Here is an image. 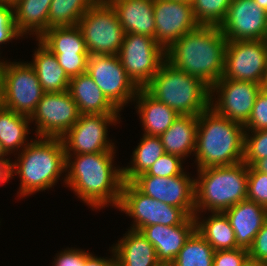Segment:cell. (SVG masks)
<instances>
[{"instance_id": "5b68a950", "label": "cell", "mask_w": 267, "mask_h": 266, "mask_svg": "<svg viewBox=\"0 0 267 266\" xmlns=\"http://www.w3.org/2000/svg\"><path fill=\"white\" fill-rule=\"evenodd\" d=\"M144 89L179 115L199 116L210 107V87L166 60Z\"/></svg>"}, {"instance_id": "e0dca14e", "label": "cell", "mask_w": 267, "mask_h": 266, "mask_svg": "<svg viewBox=\"0 0 267 266\" xmlns=\"http://www.w3.org/2000/svg\"><path fill=\"white\" fill-rule=\"evenodd\" d=\"M155 41L165 50L186 33L196 29L190 2L184 0H153Z\"/></svg>"}, {"instance_id": "836d02e7", "label": "cell", "mask_w": 267, "mask_h": 266, "mask_svg": "<svg viewBox=\"0 0 267 266\" xmlns=\"http://www.w3.org/2000/svg\"><path fill=\"white\" fill-rule=\"evenodd\" d=\"M232 0H192L190 3L200 25L219 26L224 20Z\"/></svg>"}, {"instance_id": "2e32d148", "label": "cell", "mask_w": 267, "mask_h": 266, "mask_svg": "<svg viewBox=\"0 0 267 266\" xmlns=\"http://www.w3.org/2000/svg\"><path fill=\"white\" fill-rule=\"evenodd\" d=\"M187 172L172 177L139 174L131 182L145 195L195 215V179ZM188 175V176H187Z\"/></svg>"}, {"instance_id": "f907efd6", "label": "cell", "mask_w": 267, "mask_h": 266, "mask_svg": "<svg viewBox=\"0 0 267 266\" xmlns=\"http://www.w3.org/2000/svg\"><path fill=\"white\" fill-rule=\"evenodd\" d=\"M17 0H0V3H7L13 5Z\"/></svg>"}, {"instance_id": "8d00e7d4", "label": "cell", "mask_w": 267, "mask_h": 266, "mask_svg": "<svg viewBox=\"0 0 267 266\" xmlns=\"http://www.w3.org/2000/svg\"><path fill=\"white\" fill-rule=\"evenodd\" d=\"M182 164V158L169 153H164L154 162L145 174L158 177L177 176L184 172Z\"/></svg>"}, {"instance_id": "d6a6232c", "label": "cell", "mask_w": 267, "mask_h": 266, "mask_svg": "<svg viewBox=\"0 0 267 266\" xmlns=\"http://www.w3.org/2000/svg\"><path fill=\"white\" fill-rule=\"evenodd\" d=\"M95 0H52L49 8V28L76 26Z\"/></svg>"}, {"instance_id": "db71d44e", "label": "cell", "mask_w": 267, "mask_h": 266, "mask_svg": "<svg viewBox=\"0 0 267 266\" xmlns=\"http://www.w3.org/2000/svg\"><path fill=\"white\" fill-rule=\"evenodd\" d=\"M110 0H95V2H109Z\"/></svg>"}, {"instance_id": "4dcf8cb0", "label": "cell", "mask_w": 267, "mask_h": 266, "mask_svg": "<svg viewBox=\"0 0 267 266\" xmlns=\"http://www.w3.org/2000/svg\"><path fill=\"white\" fill-rule=\"evenodd\" d=\"M140 140L132 153L131 165L122 167L123 182H131L139 174L145 173L165 153L160 136L143 134Z\"/></svg>"}, {"instance_id": "484cf974", "label": "cell", "mask_w": 267, "mask_h": 266, "mask_svg": "<svg viewBox=\"0 0 267 266\" xmlns=\"http://www.w3.org/2000/svg\"><path fill=\"white\" fill-rule=\"evenodd\" d=\"M38 48L34 52V59L29 64L37 73L38 80L44 93L64 92L69 88L70 77L59 66L58 59L38 39Z\"/></svg>"}, {"instance_id": "52a82bcc", "label": "cell", "mask_w": 267, "mask_h": 266, "mask_svg": "<svg viewBox=\"0 0 267 266\" xmlns=\"http://www.w3.org/2000/svg\"><path fill=\"white\" fill-rule=\"evenodd\" d=\"M77 26L89 55H118L125 32L109 2H95Z\"/></svg>"}, {"instance_id": "60d3db41", "label": "cell", "mask_w": 267, "mask_h": 266, "mask_svg": "<svg viewBox=\"0 0 267 266\" xmlns=\"http://www.w3.org/2000/svg\"><path fill=\"white\" fill-rule=\"evenodd\" d=\"M248 256V250L241 247L215 251L213 266H241Z\"/></svg>"}, {"instance_id": "816d5d0a", "label": "cell", "mask_w": 267, "mask_h": 266, "mask_svg": "<svg viewBox=\"0 0 267 266\" xmlns=\"http://www.w3.org/2000/svg\"><path fill=\"white\" fill-rule=\"evenodd\" d=\"M2 62L3 61L0 60V100H1V70H2Z\"/></svg>"}, {"instance_id": "b9f144b4", "label": "cell", "mask_w": 267, "mask_h": 266, "mask_svg": "<svg viewBox=\"0 0 267 266\" xmlns=\"http://www.w3.org/2000/svg\"><path fill=\"white\" fill-rule=\"evenodd\" d=\"M250 258L267 263V221L255 236L252 246L248 249Z\"/></svg>"}, {"instance_id": "44dd1931", "label": "cell", "mask_w": 267, "mask_h": 266, "mask_svg": "<svg viewBox=\"0 0 267 266\" xmlns=\"http://www.w3.org/2000/svg\"><path fill=\"white\" fill-rule=\"evenodd\" d=\"M68 92L76 102L80 115H120V111L87 73L71 77Z\"/></svg>"}, {"instance_id": "9c48e42d", "label": "cell", "mask_w": 267, "mask_h": 266, "mask_svg": "<svg viewBox=\"0 0 267 266\" xmlns=\"http://www.w3.org/2000/svg\"><path fill=\"white\" fill-rule=\"evenodd\" d=\"M117 209L134 219L130 229L137 231L155 224L180 225L189 217L181 208L145 195L132 182H123Z\"/></svg>"}, {"instance_id": "7dc6e473", "label": "cell", "mask_w": 267, "mask_h": 266, "mask_svg": "<svg viewBox=\"0 0 267 266\" xmlns=\"http://www.w3.org/2000/svg\"><path fill=\"white\" fill-rule=\"evenodd\" d=\"M241 266H267V263L252 259L248 256Z\"/></svg>"}, {"instance_id": "f6af8a7d", "label": "cell", "mask_w": 267, "mask_h": 266, "mask_svg": "<svg viewBox=\"0 0 267 266\" xmlns=\"http://www.w3.org/2000/svg\"><path fill=\"white\" fill-rule=\"evenodd\" d=\"M9 160L10 159L0 155V185L10 180Z\"/></svg>"}, {"instance_id": "7a4b0ae2", "label": "cell", "mask_w": 267, "mask_h": 266, "mask_svg": "<svg viewBox=\"0 0 267 266\" xmlns=\"http://www.w3.org/2000/svg\"><path fill=\"white\" fill-rule=\"evenodd\" d=\"M227 42L219 26L199 25L165 50L166 61L211 87L222 78Z\"/></svg>"}, {"instance_id": "f5cc1de1", "label": "cell", "mask_w": 267, "mask_h": 266, "mask_svg": "<svg viewBox=\"0 0 267 266\" xmlns=\"http://www.w3.org/2000/svg\"><path fill=\"white\" fill-rule=\"evenodd\" d=\"M263 42H264L265 46L267 47V29H266V32H265V35L263 38Z\"/></svg>"}, {"instance_id": "7402d4cb", "label": "cell", "mask_w": 267, "mask_h": 266, "mask_svg": "<svg viewBox=\"0 0 267 266\" xmlns=\"http://www.w3.org/2000/svg\"><path fill=\"white\" fill-rule=\"evenodd\" d=\"M125 34L136 33L155 39L153 0H110Z\"/></svg>"}, {"instance_id": "277c9868", "label": "cell", "mask_w": 267, "mask_h": 266, "mask_svg": "<svg viewBox=\"0 0 267 266\" xmlns=\"http://www.w3.org/2000/svg\"><path fill=\"white\" fill-rule=\"evenodd\" d=\"M245 128L208 107L198 116L196 146L197 170L230 166L243 162Z\"/></svg>"}, {"instance_id": "f1b7e54d", "label": "cell", "mask_w": 267, "mask_h": 266, "mask_svg": "<svg viewBox=\"0 0 267 266\" xmlns=\"http://www.w3.org/2000/svg\"><path fill=\"white\" fill-rule=\"evenodd\" d=\"M195 214L196 231L213 247L215 251L232 250L236 243L234 230L224 212H212L206 219ZM200 219V220H199Z\"/></svg>"}, {"instance_id": "c3c4849f", "label": "cell", "mask_w": 267, "mask_h": 266, "mask_svg": "<svg viewBox=\"0 0 267 266\" xmlns=\"http://www.w3.org/2000/svg\"><path fill=\"white\" fill-rule=\"evenodd\" d=\"M254 2L267 12V0H254Z\"/></svg>"}, {"instance_id": "603a6c76", "label": "cell", "mask_w": 267, "mask_h": 266, "mask_svg": "<svg viewBox=\"0 0 267 266\" xmlns=\"http://www.w3.org/2000/svg\"><path fill=\"white\" fill-rule=\"evenodd\" d=\"M134 101L146 135L161 136L179 116L176 111L151 96L144 88L138 90Z\"/></svg>"}, {"instance_id": "f546056e", "label": "cell", "mask_w": 267, "mask_h": 266, "mask_svg": "<svg viewBox=\"0 0 267 266\" xmlns=\"http://www.w3.org/2000/svg\"><path fill=\"white\" fill-rule=\"evenodd\" d=\"M38 40L55 55H89L77 25L51 27Z\"/></svg>"}, {"instance_id": "30bf717a", "label": "cell", "mask_w": 267, "mask_h": 266, "mask_svg": "<svg viewBox=\"0 0 267 266\" xmlns=\"http://www.w3.org/2000/svg\"><path fill=\"white\" fill-rule=\"evenodd\" d=\"M118 56L139 89L149 83L166 60L165 49L154 38L136 33L125 34Z\"/></svg>"}, {"instance_id": "74e56055", "label": "cell", "mask_w": 267, "mask_h": 266, "mask_svg": "<svg viewBox=\"0 0 267 266\" xmlns=\"http://www.w3.org/2000/svg\"><path fill=\"white\" fill-rule=\"evenodd\" d=\"M245 131H259L267 129V93L261 89L258 93L247 123Z\"/></svg>"}, {"instance_id": "ac0fdd59", "label": "cell", "mask_w": 267, "mask_h": 266, "mask_svg": "<svg viewBox=\"0 0 267 266\" xmlns=\"http://www.w3.org/2000/svg\"><path fill=\"white\" fill-rule=\"evenodd\" d=\"M219 28L228 41L263 40L267 12L254 0H232Z\"/></svg>"}, {"instance_id": "d590c367", "label": "cell", "mask_w": 267, "mask_h": 266, "mask_svg": "<svg viewBox=\"0 0 267 266\" xmlns=\"http://www.w3.org/2000/svg\"><path fill=\"white\" fill-rule=\"evenodd\" d=\"M247 199L267 209V174L248 166Z\"/></svg>"}, {"instance_id": "3957f363", "label": "cell", "mask_w": 267, "mask_h": 266, "mask_svg": "<svg viewBox=\"0 0 267 266\" xmlns=\"http://www.w3.org/2000/svg\"><path fill=\"white\" fill-rule=\"evenodd\" d=\"M36 139L31 138L21 153L18 151L17 161L9 160L10 179L15 174L20 177V198L52 188L61 174L66 173V153L61 138Z\"/></svg>"}, {"instance_id": "7c38bea8", "label": "cell", "mask_w": 267, "mask_h": 266, "mask_svg": "<svg viewBox=\"0 0 267 266\" xmlns=\"http://www.w3.org/2000/svg\"><path fill=\"white\" fill-rule=\"evenodd\" d=\"M120 119L119 115H80L77 122L61 137L66 155L116 151L114 143L107 137V126L117 124Z\"/></svg>"}, {"instance_id": "8fae6325", "label": "cell", "mask_w": 267, "mask_h": 266, "mask_svg": "<svg viewBox=\"0 0 267 266\" xmlns=\"http://www.w3.org/2000/svg\"><path fill=\"white\" fill-rule=\"evenodd\" d=\"M86 73L119 111L129 101L134 102L139 88L128 77L118 55H89Z\"/></svg>"}, {"instance_id": "7bdbcfd3", "label": "cell", "mask_w": 267, "mask_h": 266, "mask_svg": "<svg viewBox=\"0 0 267 266\" xmlns=\"http://www.w3.org/2000/svg\"><path fill=\"white\" fill-rule=\"evenodd\" d=\"M56 255L52 266H83L86 260V251L81 249L67 248Z\"/></svg>"}, {"instance_id": "6da1fadb", "label": "cell", "mask_w": 267, "mask_h": 266, "mask_svg": "<svg viewBox=\"0 0 267 266\" xmlns=\"http://www.w3.org/2000/svg\"><path fill=\"white\" fill-rule=\"evenodd\" d=\"M115 153L66 155L65 184L94 209L100 210L106 205L117 208L119 205L123 177L122 167L116 168L113 164Z\"/></svg>"}, {"instance_id": "4fadbf2b", "label": "cell", "mask_w": 267, "mask_h": 266, "mask_svg": "<svg viewBox=\"0 0 267 266\" xmlns=\"http://www.w3.org/2000/svg\"><path fill=\"white\" fill-rule=\"evenodd\" d=\"M261 89L262 84L251 81L220 79L210 87V107L219 115L244 126Z\"/></svg>"}, {"instance_id": "ba28073f", "label": "cell", "mask_w": 267, "mask_h": 266, "mask_svg": "<svg viewBox=\"0 0 267 266\" xmlns=\"http://www.w3.org/2000/svg\"><path fill=\"white\" fill-rule=\"evenodd\" d=\"M44 91L37 73L27 62H2L0 104L16 113L31 116Z\"/></svg>"}, {"instance_id": "ee69618b", "label": "cell", "mask_w": 267, "mask_h": 266, "mask_svg": "<svg viewBox=\"0 0 267 266\" xmlns=\"http://www.w3.org/2000/svg\"><path fill=\"white\" fill-rule=\"evenodd\" d=\"M111 251H112V258L97 257L87 251L86 260L83 262V266H117L115 254L112 248Z\"/></svg>"}, {"instance_id": "8992f818", "label": "cell", "mask_w": 267, "mask_h": 266, "mask_svg": "<svg viewBox=\"0 0 267 266\" xmlns=\"http://www.w3.org/2000/svg\"><path fill=\"white\" fill-rule=\"evenodd\" d=\"M197 175L195 214L207 210L224 212L247 199L248 165L245 162L198 169Z\"/></svg>"}, {"instance_id": "f35d334b", "label": "cell", "mask_w": 267, "mask_h": 266, "mask_svg": "<svg viewBox=\"0 0 267 266\" xmlns=\"http://www.w3.org/2000/svg\"><path fill=\"white\" fill-rule=\"evenodd\" d=\"M22 37L15 26L13 5L0 3V45Z\"/></svg>"}, {"instance_id": "ab89813d", "label": "cell", "mask_w": 267, "mask_h": 266, "mask_svg": "<svg viewBox=\"0 0 267 266\" xmlns=\"http://www.w3.org/2000/svg\"><path fill=\"white\" fill-rule=\"evenodd\" d=\"M59 66L71 78L87 72L89 55H56Z\"/></svg>"}, {"instance_id": "d6986e66", "label": "cell", "mask_w": 267, "mask_h": 266, "mask_svg": "<svg viewBox=\"0 0 267 266\" xmlns=\"http://www.w3.org/2000/svg\"><path fill=\"white\" fill-rule=\"evenodd\" d=\"M195 230V217L189 216L180 225L155 224L144 227L140 232L155 247L161 265L169 266Z\"/></svg>"}, {"instance_id": "9a60e30c", "label": "cell", "mask_w": 267, "mask_h": 266, "mask_svg": "<svg viewBox=\"0 0 267 266\" xmlns=\"http://www.w3.org/2000/svg\"><path fill=\"white\" fill-rule=\"evenodd\" d=\"M267 74V47L263 40L228 41L221 79L262 84Z\"/></svg>"}, {"instance_id": "83f0119b", "label": "cell", "mask_w": 267, "mask_h": 266, "mask_svg": "<svg viewBox=\"0 0 267 266\" xmlns=\"http://www.w3.org/2000/svg\"><path fill=\"white\" fill-rule=\"evenodd\" d=\"M30 117L16 113L0 104V155H10L27 146ZM27 141V143H26Z\"/></svg>"}, {"instance_id": "ffe728a7", "label": "cell", "mask_w": 267, "mask_h": 266, "mask_svg": "<svg viewBox=\"0 0 267 266\" xmlns=\"http://www.w3.org/2000/svg\"><path fill=\"white\" fill-rule=\"evenodd\" d=\"M239 247L249 249L255 236L267 221V209L260 204L245 199L224 211Z\"/></svg>"}, {"instance_id": "d4e9b609", "label": "cell", "mask_w": 267, "mask_h": 266, "mask_svg": "<svg viewBox=\"0 0 267 266\" xmlns=\"http://www.w3.org/2000/svg\"><path fill=\"white\" fill-rule=\"evenodd\" d=\"M51 2L52 0H17L13 4L15 26L22 37L34 34L39 39L49 29Z\"/></svg>"}, {"instance_id": "4316f807", "label": "cell", "mask_w": 267, "mask_h": 266, "mask_svg": "<svg viewBox=\"0 0 267 266\" xmlns=\"http://www.w3.org/2000/svg\"><path fill=\"white\" fill-rule=\"evenodd\" d=\"M197 127L198 116L179 115L170 128L160 136L165 153L184 160L195 152Z\"/></svg>"}, {"instance_id": "bcb514c9", "label": "cell", "mask_w": 267, "mask_h": 266, "mask_svg": "<svg viewBox=\"0 0 267 266\" xmlns=\"http://www.w3.org/2000/svg\"><path fill=\"white\" fill-rule=\"evenodd\" d=\"M252 167L260 172L266 173L267 174V158H263L260 160H257Z\"/></svg>"}, {"instance_id": "5bb4252c", "label": "cell", "mask_w": 267, "mask_h": 266, "mask_svg": "<svg viewBox=\"0 0 267 266\" xmlns=\"http://www.w3.org/2000/svg\"><path fill=\"white\" fill-rule=\"evenodd\" d=\"M80 113L76 102L70 93H44L38 102L36 110L30 116L35 121V137L61 138L77 122Z\"/></svg>"}, {"instance_id": "e575fe53", "label": "cell", "mask_w": 267, "mask_h": 266, "mask_svg": "<svg viewBox=\"0 0 267 266\" xmlns=\"http://www.w3.org/2000/svg\"><path fill=\"white\" fill-rule=\"evenodd\" d=\"M263 158H267V129L245 131L243 162L252 166Z\"/></svg>"}, {"instance_id": "1f68e13d", "label": "cell", "mask_w": 267, "mask_h": 266, "mask_svg": "<svg viewBox=\"0 0 267 266\" xmlns=\"http://www.w3.org/2000/svg\"><path fill=\"white\" fill-rule=\"evenodd\" d=\"M215 250L195 230L169 266H213Z\"/></svg>"}, {"instance_id": "cb8c5ba5", "label": "cell", "mask_w": 267, "mask_h": 266, "mask_svg": "<svg viewBox=\"0 0 267 266\" xmlns=\"http://www.w3.org/2000/svg\"><path fill=\"white\" fill-rule=\"evenodd\" d=\"M112 249L117 266H162L155 247L137 230L128 229Z\"/></svg>"}, {"instance_id": "681fc988", "label": "cell", "mask_w": 267, "mask_h": 266, "mask_svg": "<svg viewBox=\"0 0 267 266\" xmlns=\"http://www.w3.org/2000/svg\"><path fill=\"white\" fill-rule=\"evenodd\" d=\"M262 89L267 93V74L262 83Z\"/></svg>"}]
</instances>
